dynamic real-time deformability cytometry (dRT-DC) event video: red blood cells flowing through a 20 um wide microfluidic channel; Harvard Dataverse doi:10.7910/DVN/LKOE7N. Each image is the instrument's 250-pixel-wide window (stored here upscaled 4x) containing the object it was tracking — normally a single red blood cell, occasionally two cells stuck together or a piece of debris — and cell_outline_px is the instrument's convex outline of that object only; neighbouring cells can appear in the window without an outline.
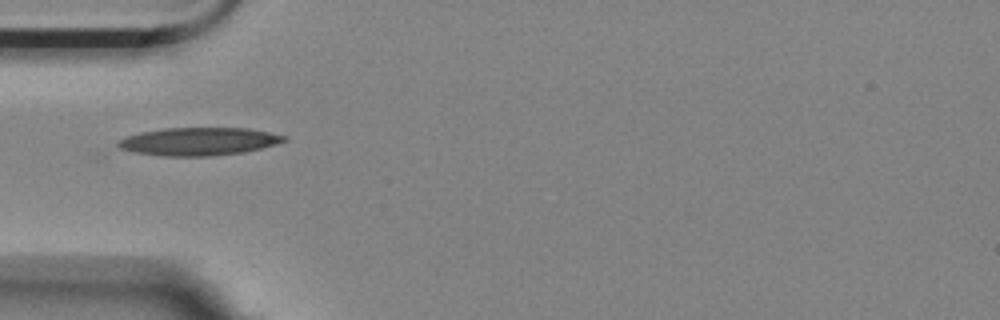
{"species": "Egyptian fruit bat (a non-hibernating species)", "species_latin": "Rousettus aegyptiacus", "temperature_condition": "room temperature", "stored_images_in_passage": 1, "camera_frame_rate_fps": 3000, "um_per_image_px": 0.085, "animal": {"sex": "female"}, "frame": {"image": 1, "passage_image": 1, "time_ms": 0.0, "image_size_px": [1000, 320], "cell_outline_px": [[288, 140], [276, 144], [244, 152], [212, 156], [164, 156], [136, 152], [120, 148], [116, 144], [116, 140], [140, 132], [164, 128], [248, 128], [288, 136]], "centroid_in_image_um": [16.9, 12.02], "position_along_channel_um": 68.1, "area_um2": 26.99}}